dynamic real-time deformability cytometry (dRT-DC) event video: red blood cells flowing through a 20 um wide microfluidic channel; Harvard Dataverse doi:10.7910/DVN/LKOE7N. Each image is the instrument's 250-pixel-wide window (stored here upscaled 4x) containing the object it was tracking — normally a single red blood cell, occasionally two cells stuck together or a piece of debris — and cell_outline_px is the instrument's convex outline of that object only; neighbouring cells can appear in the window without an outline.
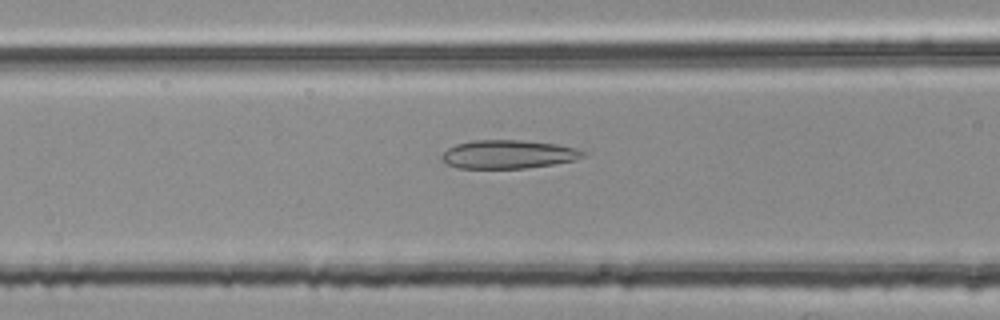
{"species": "common noctule bat (a hibernating species)", "species_latin": "Nyctalus noctula", "temperature_condition": "room temperature", "stored_images_in_passage": 37, "camera_frame_rate_fps": 3000, "um_per_image_px": 0.085, "animal": {"sex": "female", "body_mass_g": 25.1}, "frame": {"image": 1, "passage_image": 12, "time_ms": 3.667, "image_size_px": [1000, 320], "cell_outline_px": [[588, 152], [584, 156], [572, 160], [552, 164], [528, 168], [460, 168], [448, 164], [440, 160], [440, 156], [448, 148], [456, 144], [472, 140], [520, 140], [556, 144], [576, 148]], "centroid_in_image_um": [43.18, 13.11], "position_along_channel_um": 123.4, "area_um2": 23.41}}
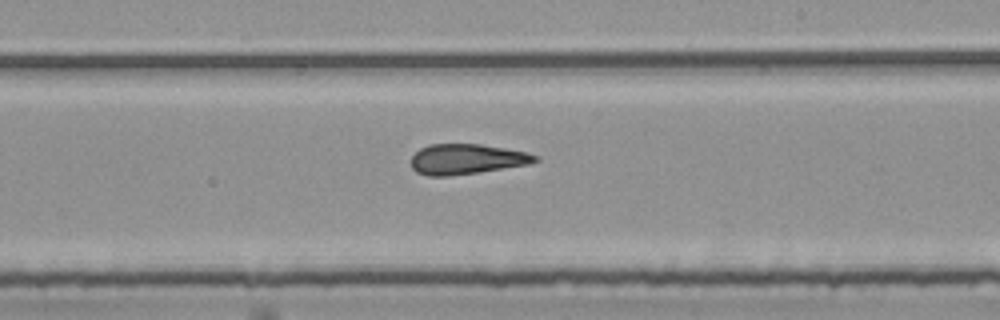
{"frame": {"image": 2, "passage_image": 22, "time_ms": 7.0, "image_size_px": [1000, 320], "cell_outline_px": [[540, 160], [528, 164], [476, 172], [448, 176], [428, 176], [416, 172], [412, 168], [412, 156], [420, 148], [428, 144], [480, 144], [528, 152], [536, 156]], "centroid_in_image_um": [39.63, 13.52], "position_along_channel_um": 249.4, "area_um2": 21.68}}
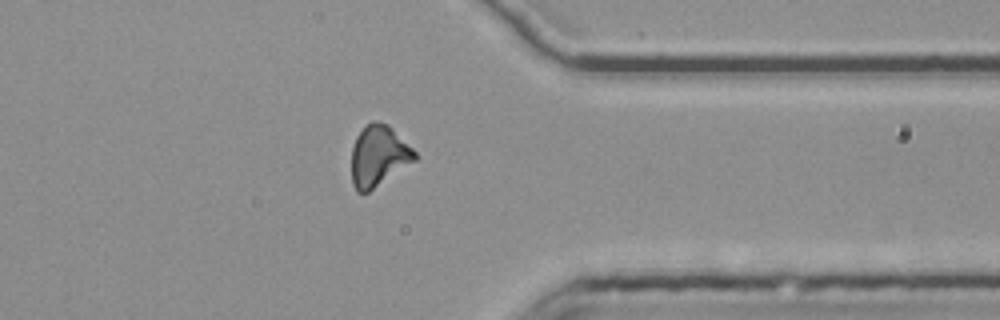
{"frame": {"image": 3, "passage_image": 33, "time_ms": 10.667, "image_size_px": [1000, 320], "cell_outline_px": [[416, 160], [368, 192], [356, 192], [352, 184], [352, 148], [356, 136], [372, 120], [380, 120], [412, 148], [416, 152]], "centroid_in_image_um": [32.15, 13.28], "position_along_channel_um": 379.3, "area_um2": 21.96}, "authors_computed_cell_mechanics": {"area_um2": 22.542, "velocity_mm_per_s": 3.783, "shape_relaxation_time_tau1_ms": null, "shape_relaxation_time_tau2_ms": 3.3274, "deformation_change_tau1": null, "deformation_change_tau2": 0.1401}}